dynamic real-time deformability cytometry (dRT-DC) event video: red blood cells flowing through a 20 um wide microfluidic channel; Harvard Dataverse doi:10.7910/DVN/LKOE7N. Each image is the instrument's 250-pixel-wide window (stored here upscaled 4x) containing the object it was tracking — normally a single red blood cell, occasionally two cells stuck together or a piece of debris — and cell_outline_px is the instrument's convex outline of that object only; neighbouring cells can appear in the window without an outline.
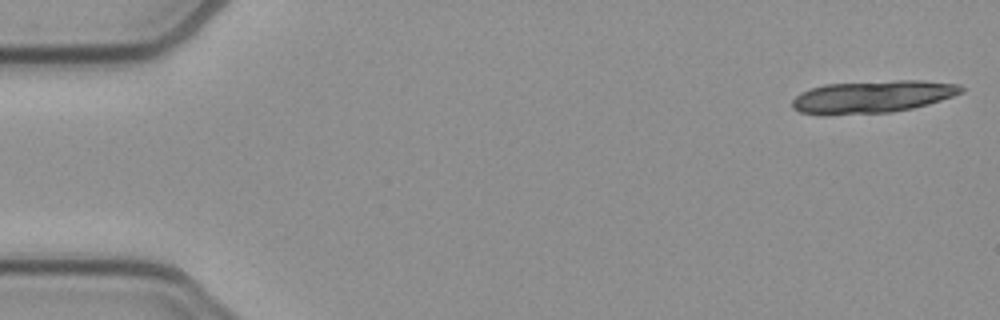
{"species": "common noctule bat (a hibernating species)", "species_latin": "Nyctalus noctula", "temperature_condition": "cold", "stored_images_in_passage": 12, "camera_frame_rate_fps": 3000, "um_per_image_px": 0.085, "animal": {"sex": "female", "body_mass_g": 21.9}, "frame": {"image": 1, "passage_image": 1, "time_ms": 0.0, "image_size_px": [1000, 320], "cell_outline_px": [[964, 92], [928, 104], [912, 108], [892, 112], [820, 116], [800, 112], [792, 108], [792, 100], [800, 92], [824, 84], [896, 80], [920, 80], [960, 84], [964, 88]], "centroid_in_image_um": [74.12, 8.23], "position_along_channel_um": 10.9, "area_um2": 32.25}}